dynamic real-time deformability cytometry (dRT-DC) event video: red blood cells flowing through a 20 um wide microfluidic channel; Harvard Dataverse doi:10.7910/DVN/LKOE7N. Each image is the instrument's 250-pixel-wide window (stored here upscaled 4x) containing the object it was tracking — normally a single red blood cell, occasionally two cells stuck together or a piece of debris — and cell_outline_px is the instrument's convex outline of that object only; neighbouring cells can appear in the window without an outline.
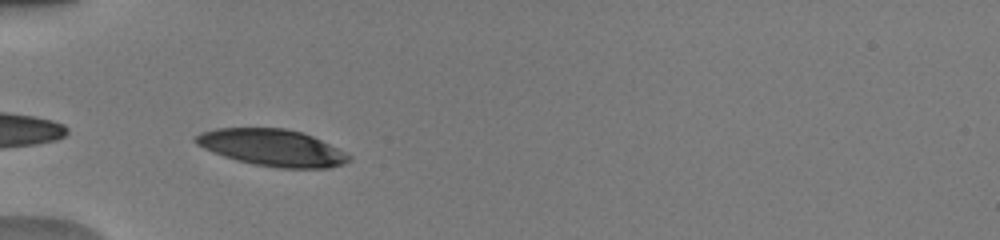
{"species": "human", "species_latin": "Homo sapiens", "temperature_condition": "warm", "stored_images_in_passage": 29, "camera_frame_rate_fps": 3000, "um_per_image_px": 0.085, "donor": {"sex": "male"}, "frame": {"image": 1, "passage_image": 1, "time_ms": 0.0, "image_size_px": [1000, 240], "cell_outline_px": [[352, 160], [344, 164], [328, 168], [280, 168], [256, 164], [236, 160], [224, 156], [204, 148], [196, 144], [192, 140], [200, 132], [216, 128], [284, 128], [300, 132], [312, 136], [352, 156]], "centroid_in_image_um": [23.13, 12.55], "position_along_channel_um": 61.9, "area_um2": 32.6}}
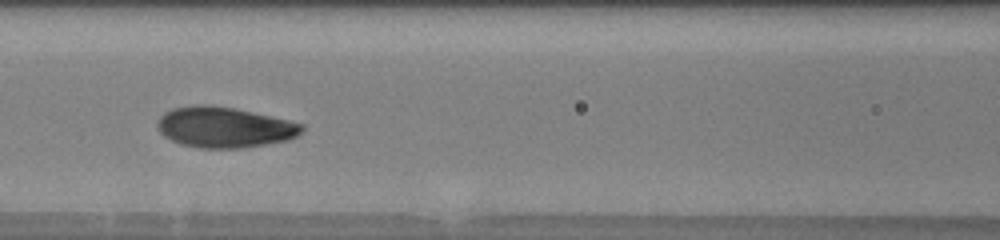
{"frame": {"image": 2, "passage_image": 8, "time_ms": 2.333, "image_size_px": [1000, 240], "cell_outline_px": [[304, 132], [288, 140], [244, 148], [200, 148], [180, 144], [164, 136], [160, 132], [156, 124], [160, 116], [164, 112], [172, 108], [192, 104], [212, 104], [236, 108], [288, 120], [304, 124]], "centroid_in_image_um": [19.06, 10.8], "position_along_channel_um": 147.5, "area_um2": 34.62}}
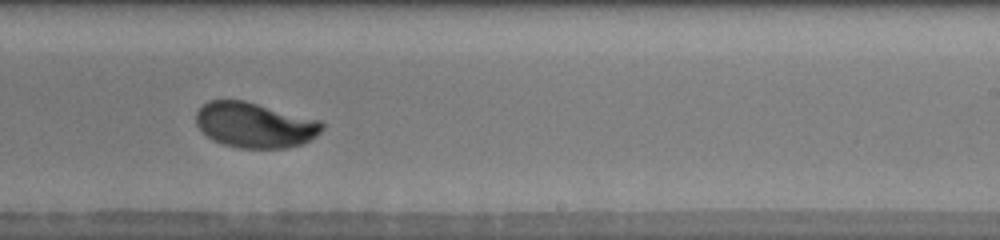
{"frame": {"image": 3, "passage_image": 17, "time_ms": 5.333, "image_size_px": [1000, 240], "cell_outline_px": [[324, 128], [316, 136], [300, 144], [284, 148], [240, 148], [224, 144], [212, 140], [196, 124], [196, 112], [208, 100], [244, 100], [320, 120], [324, 124]], "centroid_in_image_um": [21.66, 10.62], "position_along_channel_um": 267.3, "area_um2": 33.06}, "authors_computed_cell_mechanics": {"area_um2": 34.0442, "velocity_mm_per_s": 4.0048, "shape_relaxation_time_tau1_ms": 2.9348, "shape_relaxation_time_tau2_ms": null, "deformation_change_tau1": 0.1612, "deformation_change_tau2": null}}